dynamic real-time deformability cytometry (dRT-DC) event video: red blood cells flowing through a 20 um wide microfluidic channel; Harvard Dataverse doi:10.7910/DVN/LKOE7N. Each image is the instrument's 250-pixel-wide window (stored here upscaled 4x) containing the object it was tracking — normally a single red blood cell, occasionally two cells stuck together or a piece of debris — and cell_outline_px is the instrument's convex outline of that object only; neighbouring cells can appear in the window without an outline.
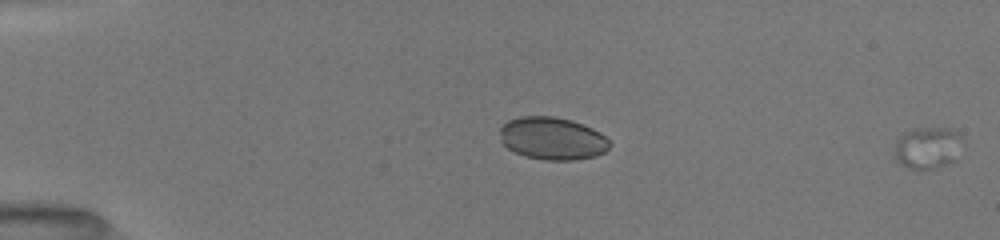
{"species": "common noctule bat (a hibernating species)", "species_latin": "Nyctalus noctula", "temperature_condition": "room temperature", "stored_images_in_passage": 20, "segment_of_instrument_passage": [2, 2], "camera_frame_rate_fps": 3000, "um_per_image_px": 0.085, "animal": {"sex": "female", "body_mass_g": 19.5, "forearm_length_mm": 54.1}, "frame": {"image": 1, "passage_image": 20, "time_ms": 4.0, "image_size_px": [1000, 240], "cell_outline_px": [[964, 144], [952, 160], [932, 168], [908, 168], [896, 160], [892, 156], [896, 144], [900, 136], [904, 132], [924, 128], [948, 128], [956, 132], [960, 136]], "centroid_in_image_um": [78.82, 12.54], "position_along_channel_um": 6.2, "area_um2": 16.13}}